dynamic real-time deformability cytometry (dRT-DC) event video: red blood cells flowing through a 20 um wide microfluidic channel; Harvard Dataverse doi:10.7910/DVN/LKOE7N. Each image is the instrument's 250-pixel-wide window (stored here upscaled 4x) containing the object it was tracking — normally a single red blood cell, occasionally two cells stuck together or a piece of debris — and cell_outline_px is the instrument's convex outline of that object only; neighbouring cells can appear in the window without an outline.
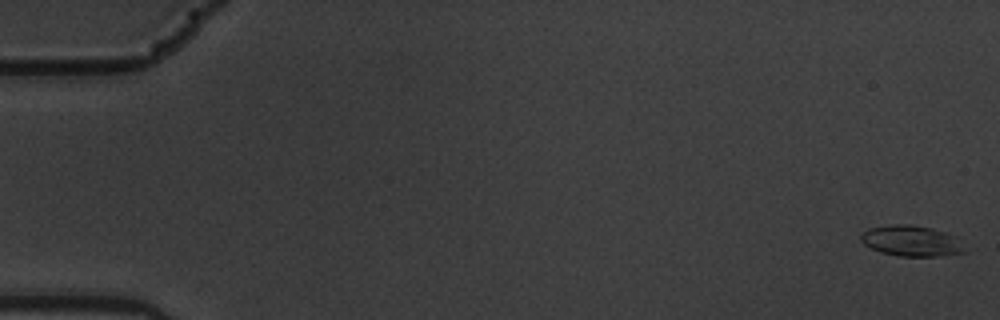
{"species": "common noctule bat (a hibernating species)", "species_latin": "Nyctalus noctula", "temperature_condition": "warm", "stored_images_in_passage": 5, "camera_frame_rate_fps": 3000, "um_per_image_px": 0.085, "animal": {"sex": "male", "body_mass_g": 19.5, "forearm_length_mm": 54.6}, "frame": {"image": 1, "passage_image": 1, "time_ms": 0.0, "image_size_px": [1000, 320], "cell_outline_px": [[964, 252], [936, 256], [900, 256], [880, 252], [864, 244], [860, 240], [860, 236], [868, 228], [892, 224], [912, 224], [932, 228], [944, 232], [952, 236]], "centroid_in_image_um": [77.35, 20.46], "position_along_channel_um": 7.7, "area_um2": 18.09}}